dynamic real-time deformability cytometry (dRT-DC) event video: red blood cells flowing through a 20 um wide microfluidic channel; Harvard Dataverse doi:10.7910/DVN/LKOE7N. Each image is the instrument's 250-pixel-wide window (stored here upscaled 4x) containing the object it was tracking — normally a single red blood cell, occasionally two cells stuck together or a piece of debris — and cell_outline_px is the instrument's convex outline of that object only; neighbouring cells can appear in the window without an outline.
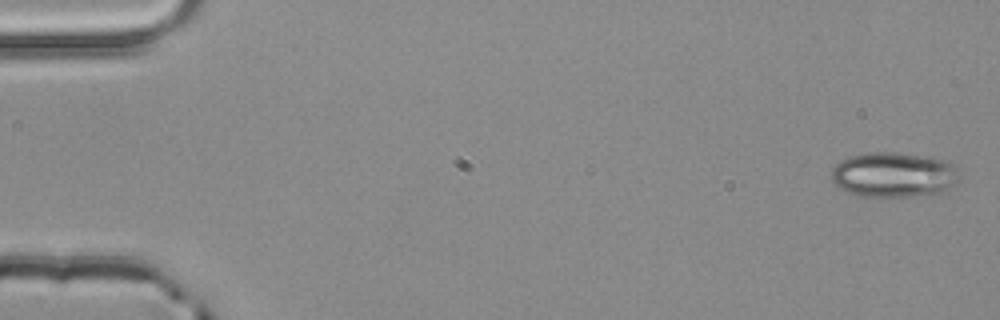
{"species": "common noctule bat (a hibernating species)", "species_latin": "Nyctalus noctula", "temperature_condition": "room temperature", "stored_images_in_passage": 5, "camera_frame_rate_fps": 3000, "um_per_image_px": 0.085, "animal": {"sex": "male", "body_mass_g": 20.4}, "frame": {"image": 1, "passage_image": 1, "time_ms": 0.0, "image_size_px": [1000, 320], "cell_outline_px": [[960, 180], [956, 184], [936, 192], [912, 196], [860, 196], [848, 192], [840, 188], [832, 180], [832, 168], [840, 160], [848, 156], [868, 152], [896, 152], [948, 160], [952, 164], [960, 176]], "centroid_in_image_um": [75.94, 14.83], "position_along_channel_um": 9.1, "area_um2": 33.41}}